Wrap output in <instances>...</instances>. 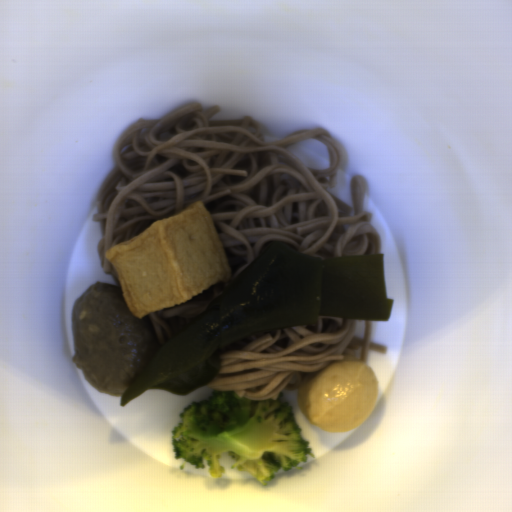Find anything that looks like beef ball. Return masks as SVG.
<instances>
[{"mask_svg": "<svg viewBox=\"0 0 512 512\" xmlns=\"http://www.w3.org/2000/svg\"><path fill=\"white\" fill-rule=\"evenodd\" d=\"M71 325L72 360L103 395L122 397L156 355L147 315L136 318L117 285L100 281L85 290L72 308Z\"/></svg>", "mask_w": 512, "mask_h": 512, "instance_id": "obj_1", "label": "beef ball"}]
</instances>
